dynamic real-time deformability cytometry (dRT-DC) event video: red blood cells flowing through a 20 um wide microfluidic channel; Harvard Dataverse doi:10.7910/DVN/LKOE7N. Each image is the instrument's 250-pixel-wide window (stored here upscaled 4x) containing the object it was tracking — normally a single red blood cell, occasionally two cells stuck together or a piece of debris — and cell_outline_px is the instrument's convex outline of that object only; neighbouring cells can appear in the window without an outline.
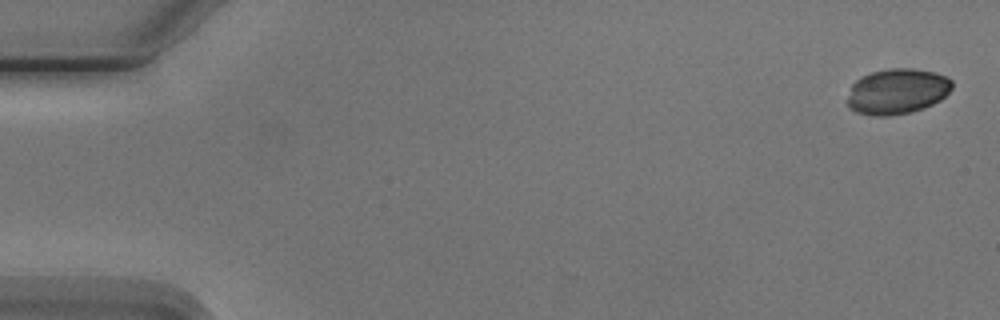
{"species": "Egyptian fruit bat (a non-hibernating species)", "species_latin": "Rousettus aegyptiacus", "temperature_condition": "cold", "stored_images_in_passage": 5, "camera_frame_rate_fps": 3000, "um_per_image_px": 0.085, "animal": {"sex": "male"}, "frame": {"image": 1, "passage_image": 1, "time_ms": 0.0, "image_size_px": [1000, 320], "cell_outline_px": [[952, 88], [940, 100], [924, 108], [912, 112], [888, 116], [872, 116], [856, 112], [848, 104], [848, 96], [852, 84], [856, 80], [872, 72], [888, 68], [912, 68], [936, 72], [952, 80]], "centroid_in_image_um": [76.27, 7.77], "position_along_channel_um": 8.7, "area_um2": 27.74}}